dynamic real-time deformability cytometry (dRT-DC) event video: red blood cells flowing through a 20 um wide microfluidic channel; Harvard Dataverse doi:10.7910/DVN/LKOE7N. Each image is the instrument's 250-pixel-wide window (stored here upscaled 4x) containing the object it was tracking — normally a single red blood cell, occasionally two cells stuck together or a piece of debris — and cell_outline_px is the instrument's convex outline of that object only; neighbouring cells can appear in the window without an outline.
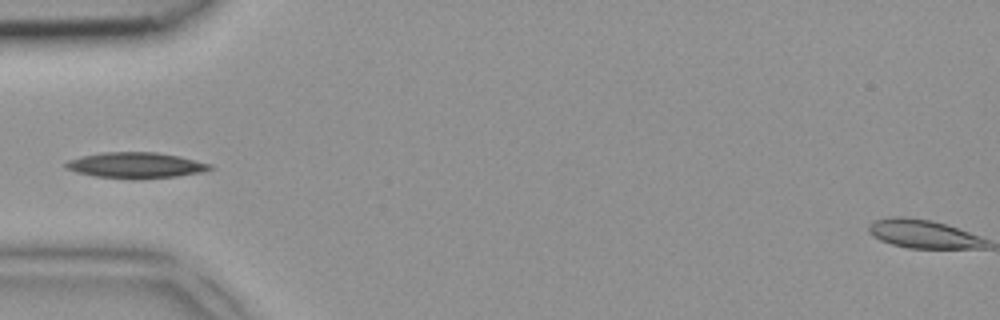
{"species": "common noctule bat (a hibernating species)", "species_latin": "Nyctalus noctula", "temperature_condition": "room temperature", "stored_images_in_passage": 4, "camera_frame_rate_fps": 3000, "um_per_image_px": 0.085, "animal": {"sex": "female", "body_mass_g": 18.4}, "frame": {"image": 1, "passage_image": 4, "time_ms": 1.0, "image_size_px": [1000, 320], "cell_outline_px": [[212, 168], [200, 172], [176, 176], [132, 180], [96, 176], [76, 172], [64, 168], [64, 164], [68, 160], [84, 156], [104, 152], [156, 152], [180, 156], [212, 164]], "centroid_in_image_um": [11.52, 14.05], "position_along_channel_um": 73.5, "area_um2": 21.68}}